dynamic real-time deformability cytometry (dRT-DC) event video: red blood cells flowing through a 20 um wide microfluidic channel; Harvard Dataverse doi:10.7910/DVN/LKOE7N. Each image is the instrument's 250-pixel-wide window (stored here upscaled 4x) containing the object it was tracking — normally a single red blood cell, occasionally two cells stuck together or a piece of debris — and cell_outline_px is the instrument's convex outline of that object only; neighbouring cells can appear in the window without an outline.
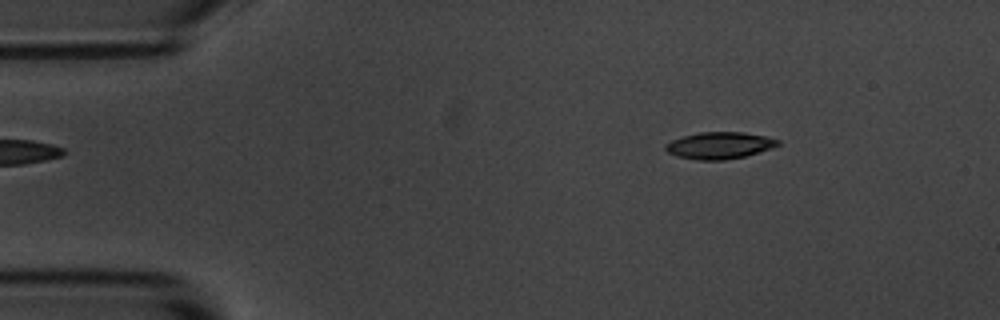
{"species": "common noctule bat (a hibernating species)", "species_latin": "Nyctalus noctula", "temperature_condition": "room temperature", "stored_images_in_passage": 4, "camera_frame_rate_fps": 3000, "um_per_image_px": 0.085, "animal": {"sex": "male", "body_mass_g": 20.1, "forearm_length_mm": 53.5}, "frame": {"image": 1, "passage_image": 2, "time_ms": 1.0, "image_size_px": [1000, 320], "cell_outline_px": [[780, 144], [772, 148], [744, 156], [724, 160], [700, 160], [676, 156], [668, 152], [664, 148], [664, 144], [672, 140], [684, 136], [700, 132], [744, 132], [764, 136], [780, 140]], "centroid_in_image_um": [61.14, 12.36], "position_along_channel_um": 23.9, "area_um2": 17.46}}